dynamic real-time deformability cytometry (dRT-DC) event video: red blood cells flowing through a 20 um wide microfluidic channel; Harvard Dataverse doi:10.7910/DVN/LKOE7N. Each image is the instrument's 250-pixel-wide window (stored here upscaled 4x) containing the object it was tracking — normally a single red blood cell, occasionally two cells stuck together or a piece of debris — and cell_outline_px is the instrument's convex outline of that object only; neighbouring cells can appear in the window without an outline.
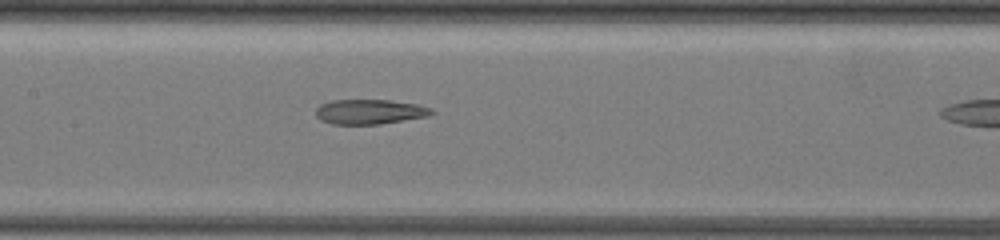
{"species": "common noctule bat (a hibernating species)", "species_latin": "Nyctalus noctula", "temperature_condition": "warm", "stored_images_in_passage": 23, "camera_frame_rate_fps": 3000, "um_per_image_px": 0.085, "animal": {"sex": "female", "body_mass_g": 19.5, "forearm_length_mm": 54.1}, "frame": {"image": 1, "passage_image": 19, "time_ms": 3.667, "image_size_px": [1000, 240], "cell_outline_px": [[436, 112], [428, 116], [380, 124], [332, 124], [320, 120], [316, 116], [316, 108], [320, 104], [332, 100], [388, 100], [416, 104], [432, 108]], "centroid_in_image_um": [31.42, 9.5], "position_along_channel_um": 176.0, "area_um2": 16.76}}